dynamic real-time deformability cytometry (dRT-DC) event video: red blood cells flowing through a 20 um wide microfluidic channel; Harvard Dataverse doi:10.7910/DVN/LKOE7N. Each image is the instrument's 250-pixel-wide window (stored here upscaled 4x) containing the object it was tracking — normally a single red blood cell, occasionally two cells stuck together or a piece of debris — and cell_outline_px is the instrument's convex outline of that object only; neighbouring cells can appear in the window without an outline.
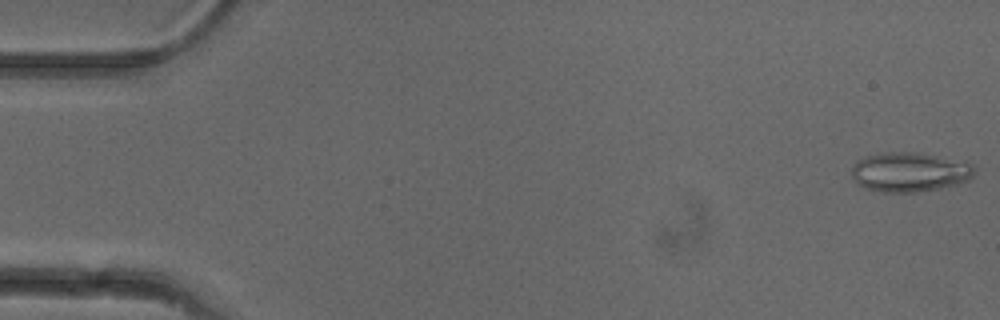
{"species": "common noctule bat (a hibernating species)", "species_latin": "Nyctalus noctula", "temperature_condition": "cold", "stored_images_in_passage": 49, "camera_frame_rate_fps": 3000, "um_per_image_px": 0.085, "animal": {"sex": "female"}, "frame": {"image": 1, "passage_image": 1, "time_ms": 0.0, "image_size_px": [1000, 320], "cell_outline_px": [[976, 168], [972, 176], [968, 180], [956, 184], [916, 192], [884, 192], [868, 188], [860, 184], [852, 176], [852, 168], [856, 160], [868, 156], [884, 152], [912, 152], [964, 160], [972, 164]], "centroid_in_image_um": [77.35, 14.6], "position_along_channel_um": 7.7, "area_um2": 27.98}}
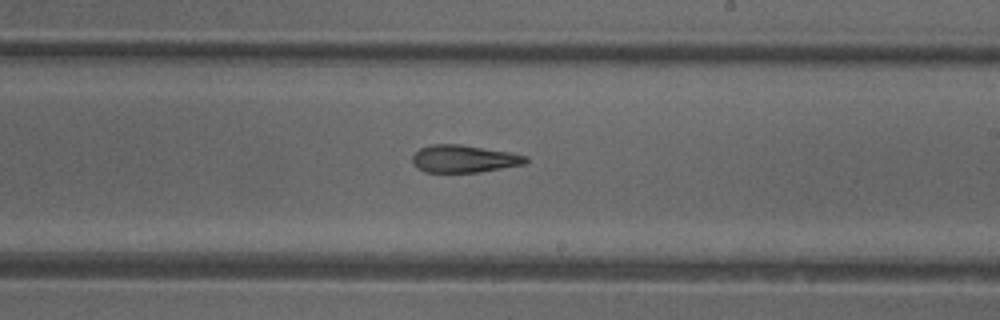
{"frame": {"image": 2, "passage_image": 30, "time_ms": 9.667, "image_size_px": [1000, 320], "cell_outline_px": [[528, 160], [524, 164], [480, 172], [424, 172], [416, 168], [412, 164], [412, 156], [420, 148], [432, 144], [460, 144], [508, 152], [528, 156]], "centroid_in_image_um": [39.4, 13.5], "position_along_channel_um": 249.6, "area_um2": 18.15}}
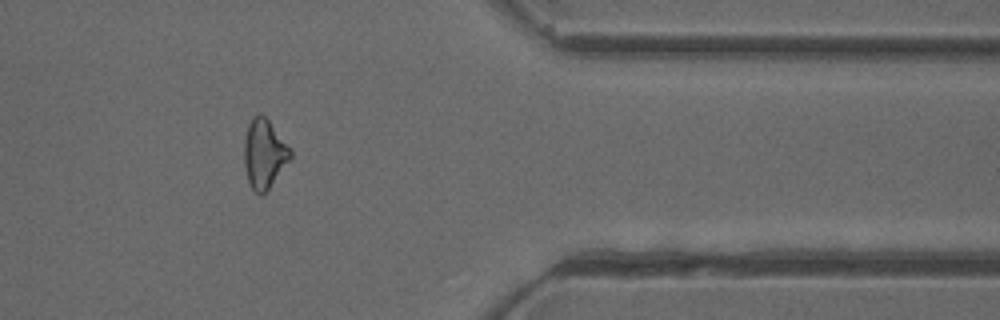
{"frame": {"image": 3, "passage_image": 42, "time_ms": 13.667, "image_size_px": [1000, 320], "cell_outline_px": [[292, 156], [268, 188], [260, 196], [252, 188], [248, 180], [244, 164], [244, 140], [248, 124], [252, 116], [260, 112], [268, 120], [292, 148]], "centroid_in_image_um": [22.45, 13.02], "position_along_channel_um": 389.0, "area_um2": 18.5}}